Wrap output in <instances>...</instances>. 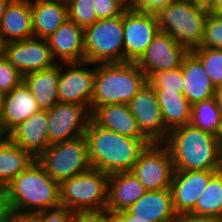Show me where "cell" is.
<instances>
[{"label":"cell","mask_w":222,"mask_h":222,"mask_svg":"<svg viewBox=\"0 0 222 222\" xmlns=\"http://www.w3.org/2000/svg\"><path fill=\"white\" fill-rule=\"evenodd\" d=\"M215 98L222 113V87L216 88Z\"/></svg>","instance_id":"cell-46"},{"label":"cell","mask_w":222,"mask_h":222,"mask_svg":"<svg viewBox=\"0 0 222 222\" xmlns=\"http://www.w3.org/2000/svg\"><path fill=\"white\" fill-rule=\"evenodd\" d=\"M188 53L189 51L178 44L170 35L159 31L135 63L148 79L157 71L181 67L183 58Z\"/></svg>","instance_id":"cell-15"},{"label":"cell","mask_w":222,"mask_h":222,"mask_svg":"<svg viewBox=\"0 0 222 222\" xmlns=\"http://www.w3.org/2000/svg\"><path fill=\"white\" fill-rule=\"evenodd\" d=\"M6 137L38 159L51 145L48 135L47 110H40L12 129Z\"/></svg>","instance_id":"cell-17"},{"label":"cell","mask_w":222,"mask_h":222,"mask_svg":"<svg viewBox=\"0 0 222 222\" xmlns=\"http://www.w3.org/2000/svg\"><path fill=\"white\" fill-rule=\"evenodd\" d=\"M23 82V75L3 55L0 57V90L5 94Z\"/></svg>","instance_id":"cell-35"},{"label":"cell","mask_w":222,"mask_h":222,"mask_svg":"<svg viewBox=\"0 0 222 222\" xmlns=\"http://www.w3.org/2000/svg\"><path fill=\"white\" fill-rule=\"evenodd\" d=\"M73 211L65 206L35 213L37 222H72Z\"/></svg>","instance_id":"cell-37"},{"label":"cell","mask_w":222,"mask_h":222,"mask_svg":"<svg viewBox=\"0 0 222 222\" xmlns=\"http://www.w3.org/2000/svg\"><path fill=\"white\" fill-rule=\"evenodd\" d=\"M47 42L57 62H80L85 60L84 28L67 19L48 38Z\"/></svg>","instance_id":"cell-18"},{"label":"cell","mask_w":222,"mask_h":222,"mask_svg":"<svg viewBox=\"0 0 222 222\" xmlns=\"http://www.w3.org/2000/svg\"><path fill=\"white\" fill-rule=\"evenodd\" d=\"M64 65L67 68L65 72L61 67ZM87 65L93 64L85 60L60 64L58 102L80 104L90 109L96 66L94 69H87Z\"/></svg>","instance_id":"cell-11"},{"label":"cell","mask_w":222,"mask_h":222,"mask_svg":"<svg viewBox=\"0 0 222 222\" xmlns=\"http://www.w3.org/2000/svg\"><path fill=\"white\" fill-rule=\"evenodd\" d=\"M33 37L47 39L68 18L66 0H31Z\"/></svg>","instance_id":"cell-24"},{"label":"cell","mask_w":222,"mask_h":222,"mask_svg":"<svg viewBox=\"0 0 222 222\" xmlns=\"http://www.w3.org/2000/svg\"><path fill=\"white\" fill-rule=\"evenodd\" d=\"M181 70L185 80L183 94L191 105L215 96V86L201 61L192 52L183 58Z\"/></svg>","instance_id":"cell-23"},{"label":"cell","mask_w":222,"mask_h":222,"mask_svg":"<svg viewBox=\"0 0 222 222\" xmlns=\"http://www.w3.org/2000/svg\"><path fill=\"white\" fill-rule=\"evenodd\" d=\"M93 8L98 20L120 16L127 10L118 0H93Z\"/></svg>","instance_id":"cell-36"},{"label":"cell","mask_w":222,"mask_h":222,"mask_svg":"<svg viewBox=\"0 0 222 222\" xmlns=\"http://www.w3.org/2000/svg\"><path fill=\"white\" fill-rule=\"evenodd\" d=\"M109 174L96 168L81 172L60 183V203L75 211L107 208Z\"/></svg>","instance_id":"cell-6"},{"label":"cell","mask_w":222,"mask_h":222,"mask_svg":"<svg viewBox=\"0 0 222 222\" xmlns=\"http://www.w3.org/2000/svg\"><path fill=\"white\" fill-rule=\"evenodd\" d=\"M146 191L132 171L110 174L106 209L112 213L125 211Z\"/></svg>","instance_id":"cell-21"},{"label":"cell","mask_w":222,"mask_h":222,"mask_svg":"<svg viewBox=\"0 0 222 222\" xmlns=\"http://www.w3.org/2000/svg\"><path fill=\"white\" fill-rule=\"evenodd\" d=\"M201 47L222 50V15L208 13Z\"/></svg>","instance_id":"cell-34"},{"label":"cell","mask_w":222,"mask_h":222,"mask_svg":"<svg viewBox=\"0 0 222 222\" xmlns=\"http://www.w3.org/2000/svg\"><path fill=\"white\" fill-rule=\"evenodd\" d=\"M4 43L33 37L31 0H10L0 25Z\"/></svg>","instance_id":"cell-22"},{"label":"cell","mask_w":222,"mask_h":222,"mask_svg":"<svg viewBox=\"0 0 222 222\" xmlns=\"http://www.w3.org/2000/svg\"><path fill=\"white\" fill-rule=\"evenodd\" d=\"M0 222H37L35 213H22L10 210Z\"/></svg>","instance_id":"cell-40"},{"label":"cell","mask_w":222,"mask_h":222,"mask_svg":"<svg viewBox=\"0 0 222 222\" xmlns=\"http://www.w3.org/2000/svg\"><path fill=\"white\" fill-rule=\"evenodd\" d=\"M116 222H143L130 215L126 210L113 213Z\"/></svg>","instance_id":"cell-43"},{"label":"cell","mask_w":222,"mask_h":222,"mask_svg":"<svg viewBox=\"0 0 222 222\" xmlns=\"http://www.w3.org/2000/svg\"><path fill=\"white\" fill-rule=\"evenodd\" d=\"M34 160L28 152L5 137L0 142V183L8 185Z\"/></svg>","instance_id":"cell-28"},{"label":"cell","mask_w":222,"mask_h":222,"mask_svg":"<svg viewBox=\"0 0 222 222\" xmlns=\"http://www.w3.org/2000/svg\"><path fill=\"white\" fill-rule=\"evenodd\" d=\"M84 48L89 63L124 62L123 14L84 28Z\"/></svg>","instance_id":"cell-7"},{"label":"cell","mask_w":222,"mask_h":222,"mask_svg":"<svg viewBox=\"0 0 222 222\" xmlns=\"http://www.w3.org/2000/svg\"><path fill=\"white\" fill-rule=\"evenodd\" d=\"M10 2V0H0V25L2 22V18L6 9V6L8 5V3Z\"/></svg>","instance_id":"cell-47"},{"label":"cell","mask_w":222,"mask_h":222,"mask_svg":"<svg viewBox=\"0 0 222 222\" xmlns=\"http://www.w3.org/2000/svg\"><path fill=\"white\" fill-rule=\"evenodd\" d=\"M221 119L222 113L215 96L192 104L190 122L192 126L217 135Z\"/></svg>","instance_id":"cell-30"},{"label":"cell","mask_w":222,"mask_h":222,"mask_svg":"<svg viewBox=\"0 0 222 222\" xmlns=\"http://www.w3.org/2000/svg\"><path fill=\"white\" fill-rule=\"evenodd\" d=\"M178 222H222V218L184 214L178 217Z\"/></svg>","instance_id":"cell-41"},{"label":"cell","mask_w":222,"mask_h":222,"mask_svg":"<svg viewBox=\"0 0 222 222\" xmlns=\"http://www.w3.org/2000/svg\"><path fill=\"white\" fill-rule=\"evenodd\" d=\"M59 188L60 184L35 159L7 185L10 210L37 213L59 207Z\"/></svg>","instance_id":"cell-3"},{"label":"cell","mask_w":222,"mask_h":222,"mask_svg":"<svg viewBox=\"0 0 222 222\" xmlns=\"http://www.w3.org/2000/svg\"><path fill=\"white\" fill-rule=\"evenodd\" d=\"M126 211L143 222H178L170 189L146 191Z\"/></svg>","instance_id":"cell-20"},{"label":"cell","mask_w":222,"mask_h":222,"mask_svg":"<svg viewBox=\"0 0 222 222\" xmlns=\"http://www.w3.org/2000/svg\"><path fill=\"white\" fill-rule=\"evenodd\" d=\"M129 109L141 133L151 143H163L168 135L155 89L147 82L129 101Z\"/></svg>","instance_id":"cell-12"},{"label":"cell","mask_w":222,"mask_h":222,"mask_svg":"<svg viewBox=\"0 0 222 222\" xmlns=\"http://www.w3.org/2000/svg\"><path fill=\"white\" fill-rule=\"evenodd\" d=\"M174 171L170 152L163 143L148 145L132 169L147 191L170 189Z\"/></svg>","instance_id":"cell-9"},{"label":"cell","mask_w":222,"mask_h":222,"mask_svg":"<svg viewBox=\"0 0 222 222\" xmlns=\"http://www.w3.org/2000/svg\"><path fill=\"white\" fill-rule=\"evenodd\" d=\"M10 211L8 203V192L7 185L0 183V221L7 215Z\"/></svg>","instance_id":"cell-42"},{"label":"cell","mask_w":222,"mask_h":222,"mask_svg":"<svg viewBox=\"0 0 222 222\" xmlns=\"http://www.w3.org/2000/svg\"><path fill=\"white\" fill-rule=\"evenodd\" d=\"M216 138H217V141H218L219 148L221 149V152H222V119H221L219 131L216 135Z\"/></svg>","instance_id":"cell-48"},{"label":"cell","mask_w":222,"mask_h":222,"mask_svg":"<svg viewBox=\"0 0 222 222\" xmlns=\"http://www.w3.org/2000/svg\"><path fill=\"white\" fill-rule=\"evenodd\" d=\"M50 144L68 141L85 135L92 118L87 106L58 102L47 109Z\"/></svg>","instance_id":"cell-10"},{"label":"cell","mask_w":222,"mask_h":222,"mask_svg":"<svg viewBox=\"0 0 222 222\" xmlns=\"http://www.w3.org/2000/svg\"><path fill=\"white\" fill-rule=\"evenodd\" d=\"M72 222H116L114 215L107 209L75 211Z\"/></svg>","instance_id":"cell-38"},{"label":"cell","mask_w":222,"mask_h":222,"mask_svg":"<svg viewBox=\"0 0 222 222\" xmlns=\"http://www.w3.org/2000/svg\"><path fill=\"white\" fill-rule=\"evenodd\" d=\"M190 1H193L197 6H200V7H203L205 9H210L215 0H190Z\"/></svg>","instance_id":"cell-44"},{"label":"cell","mask_w":222,"mask_h":222,"mask_svg":"<svg viewBox=\"0 0 222 222\" xmlns=\"http://www.w3.org/2000/svg\"><path fill=\"white\" fill-rule=\"evenodd\" d=\"M189 214L222 217V169L210 178L206 189L200 194Z\"/></svg>","instance_id":"cell-29"},{"label":"cell","mask_w":222,"mask_h":222,"mask_svg":"<svg viewBox=\"0 0 222 222\" xmlns=\"http://www.w3.org/2000/svg\"><path fill=\"white\" fill-rule=\"evenodd\" d=\"M146 83V74L135 62L96 64L91 115L104 105L128 104Z\"/></svg>","instance_id":"cell-4"},{"label":"cell","mask_w":222,"mask_h":222,"mask_svg":"<svg viewBox=\"0 0 222 222\" xmlns=\"http://www.w3.org/2000/svg\"><path fill=\"white\" fill-rule=\"evenodd\" d=\"M208 11L214 14L222 15V0H215L213 6Z\"/></svg>","instance_id":"cell-45"},{"label":"cell","mask_w":222,"mask_h":222,"mask_svg":"<svg viewBox=\"0 0 222 222\" xmlns=\"http://www.w3.org/2000/svg\"><path fill=\"white\" fill-rule=\"evenodd\" d=\"M4 96H5V93L0 90V110H1L2 105H3Z\"/></svg>","instance_id":"cell-51"},{"label":"cell","mask_w":222,"mask_h":222,"mask_svg":"<svg viewBox=\"0 0 222 222\" xmlns=\"http://www.w3.org/2000/svg\"><path fill=\"white\" fill-rule=\"evenodd\" d=\"M120 1L127 9H129L131 0H118Z\"/></svg>","instance_id":"cell-50"},{"label":"cell","mask_w":222,"mask_h":222,"mask_svg":"<svg viewBox=\"0 0 222 222\" xmlns=\"http://www.w3.org/2000/svg\"><path fill=\"white\" fill-rule=\"evenodd\" d=\"M159 31L155 14L127 9L123 13L124 62H136Z\"/></svg>","instance_id":"cell-14"},{"label":"cell","mask_w":222,"mask_h":222,"mask_svg":"<svg viewBox=\"0 0 222 222\" xmlns=\"http://www.w3.org/2000/svg\"><path fill=\"white\" fill-rule=\"evenodd\" d=\"M163 144L170 152L175 170L222 169V152L216 135L191 124L172 129Z\"/></svg>","instance_id":"cell-2"},{"label":"cell","mask_w":222,"mask_h":222,"mask_svg":"<svg viewBox=\"0 0 222 222\" xmlns=\"http://www.w3.org/2000/svg\"><path fill=\"white\" fill-rule=\"evenodd\" d=\"M66 2L68 18L78 26L86 28L98 20L93 8V0H66Z\"/></svg>","instance_id":"cell-33"},{"label":"cell","mask_w":222,"mask_h":222,"mask_svg":"<svg viewBox=\"0 0 222 222\" xmlns=\"http://www.w3.org/2000/svg\"><path fill=\"white\" fill-rule=\"evenodd\" d=\"M6 137V135L2 132L0 127V142Z\"/></svg>","instance_id":"cell-52"},{"label":"cell","mask_w":222,"mask_h":222,"mask_svg":"<svg viewBox=\"0 0 222 222\" xmlns=\"http://www.w3.org/2000/svg\"><path fill=\"white\" fill-rule=\"evenodd\" d=\"M37 101L24 82L4 96L0 110V127L7 135L17 125L40 111Z\"/></svg>","instance_id":"cell-19"},{"label":"cell","mask_w":222,"mask_h":222,"mask_svg":"<svg viewBox=\"0 0 222 222\" xmlns=\"http://www.w3.org/2000/svg\"><path fill=\"white\" fill-rule=\"evenodd\" d=\"M176 0H131L129 9L155 14Z\"/></svg>","instance_id":"cell-39"},{"label":"cell","mask_w":222,"mask_h":222,"mask_svg":"<svg viewBox=\"0 0 222 222\" xmlns=\"http://www.w3.org/2000/svg\"><path fill=\"white\" fill-rule=\"evenodd\" d=\"M37 160L59 184L92 167L85 135L51 144Z\"/></svg>","instance_id":"cell-8"},{"label":"cell","mask_w":222,"mask_h":222,"mask_svg":"<svg viewBox=\"0 0 222 222\" xmlns=\"http://www.w3.org/2000/svg\"><path fill=\"white\" fill-rule=\"evenodd\" d=\"M60 64L52 68L31 72L23 76V82L31 91L41 110L58 103Z\"/></svg>","instance_id":"cell-26"},{"label":"cell","mask_w":222,"mask_h":222,"mask_svg":"<svg viewBox=\"0 0 222 222\" xmlns=\"http://www.w3.org/2000/svg\"><path fill=\"white\" fill-rule=\"evenodd\" d=\"M209 11L190 0H176L155 13L159 30L189 52L201 47Z\"/></svg>","instance_id":"cell-5"},{"label":"cell","mask_w":222,"mask_h":222,"mask_svg":"<svg viewBox=\"0 0 222 222\" xmlns=\"http://www.w3.org/2000/svg\"><path fill=\"white\" fill-rule=\"evenodd\" d=\"M4 56L23 76L58 64L52 55L47 39L37 37L6 43Z\"/></svg>","instance_id":"cell-13"},{"label":"cell","mask_w":222,"mask_h":222,"mask_svg":"<svg viewBox=\"0 0 222 222\" xmlns=\"http://www.w3.org/2000/svg\"><path fill=\"white\" fill-rule=\"evenodd\" d=\"M4 46H5V43L2 39V37L0 36V57H2L4 55Z\"/></svg>","instance_id":"cell-49"},{"label":"cell","mask_w":222,"mask_h":222,"mask_svg":"<svg viewBox=\"0 0 222 222\" xmlns=\"http://www.w3.org/2000/svg\"><path fill=\"white\" fill-rule=\"evenodd\" d=\"M191 52L201 61L215 88L222 87V50L198 47Z\"/></svg>","instance_id":"cell-31"},{"label":"cell","mask_w":222,"mask_h":222,"mask_svg":"<svg viewBox=\"0 0 222 222\" xmlns=\"http://www.w3.org/2000/svg\"><path fill=\"white\" fill-rule=\"evenodd\" d=\"M92 119L101 127L134 139H147L140 131L128 104H108L99 107Z\"/></svg>","instance_id":"cell-25"},{"label":"cell","mask_w":222,"mask_h":222,"mask_svg":"<svg viewBox=\"0 0 222 222\" xmlns=\"http://www.w3.org/2000/svg\"><path fill=\"white\" fill-rule=\"evenodd\" d=\"M147 82L155 90H174L180 93L184 92V78L182 74L181 67L157 71L153 73L148 79Z\"/></svg>","instance_id":"cell-32"},{"label":"cell","mask_w":222,"mask_h":222,"mask_svg":"<svg viewBox=\"0 0 222 222\" xmlns=\"http://www.w3.org/2000/svg\"><path fill=\"white\" fill-rule=\"evenodd\" d=\"M85 137L91 166L107 174L132 171L148 139H134L98 125L90 119Z\"/></svg>","instance_id":"cell-1"},{"label":"cell","mask_w":222,"mask_h":222,"mask_svg":"<svg viewBox=\"0 0 222 222\" xmlns=\"http://www.w3.org/2000/svg\"><path fill=\"white\" fill-rule=\"evenodd\" d=\"M155 93L168 132L190 124L192 105L183 93L174 90H155Z\"/></svg>","instance_id":"cell-27"},{"label":"cell","mask_w":222,"mask_h":222,"mask_svg":"<svg viewBox=\"0 0 222 222\" xmlns=\"http://www.w3.org/2000/svg\"><path fill=\"white\" fill-rule=\"evenodd\" d=\"M217 171L219 170L174 171L170 190L173 207L178 216L189 214L193 210L198 197Z\"/></svg>","instance_id":"cell-16"}]
</instances>
